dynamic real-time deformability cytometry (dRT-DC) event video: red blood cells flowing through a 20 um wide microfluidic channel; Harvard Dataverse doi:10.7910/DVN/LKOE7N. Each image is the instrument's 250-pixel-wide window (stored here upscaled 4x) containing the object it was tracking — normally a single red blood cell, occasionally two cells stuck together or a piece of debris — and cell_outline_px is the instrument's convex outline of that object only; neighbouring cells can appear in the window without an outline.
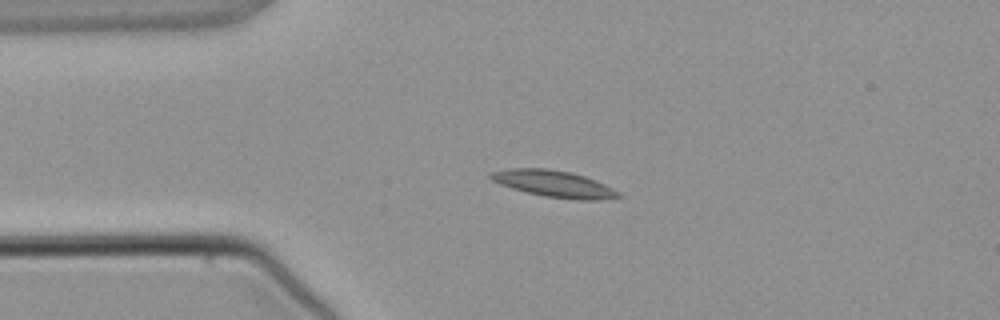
{"species": "common noctule bat (a hibernating species)", "species_latin": "Nyctalus noctula", "temperature_condition": "warm", "stored_images_in_passage": 2, "camera_frame_rate_fps": 3000, "um_per_image_px": 0.085, "animal": {"sex": "male", "body_mass_g": 21.5, "forearm_length_mm": 52.0}, "frame": {"image": 1, "passage_image": 1, "time_ms": 0.0, "image_size_px": [1000, 320], "cell_outline_px": [[624, 196], [600, 200], [576, 200], [544, 196], [512, 188], [500, 184], [492, 180], [488, 176], [492, 172], [512, 168], [548, 168], [572, 172], [596, 180], [620, 192]], "centroid_in_image_um": [47.13, 15.62], "position_along_channel_um": 37.9, "area_um2": 19.83}}
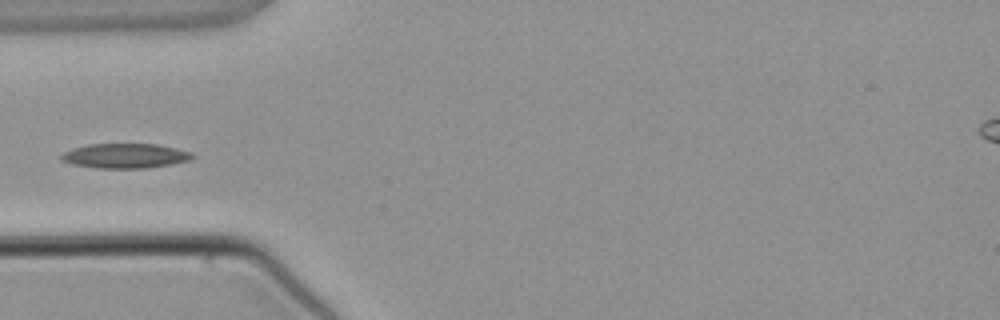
{"frame": {"image": 2, "passage_image": 2, "time_ms": 1.333, "image_size_px": [1000, 320], "cell_outline_px": [[196, 156], [188, 160], [172, 164], [148, 168], [96, 168], [72, 164], [60, 160], [60, 156], [64, 152], [72, 148], [88, 144], [156, 144], [176, 148], [192, 152]], "centroid_in_image_um": [10.63, 13.24], "position_along_channel_um": 74.4, "area_um2": 18.96}}